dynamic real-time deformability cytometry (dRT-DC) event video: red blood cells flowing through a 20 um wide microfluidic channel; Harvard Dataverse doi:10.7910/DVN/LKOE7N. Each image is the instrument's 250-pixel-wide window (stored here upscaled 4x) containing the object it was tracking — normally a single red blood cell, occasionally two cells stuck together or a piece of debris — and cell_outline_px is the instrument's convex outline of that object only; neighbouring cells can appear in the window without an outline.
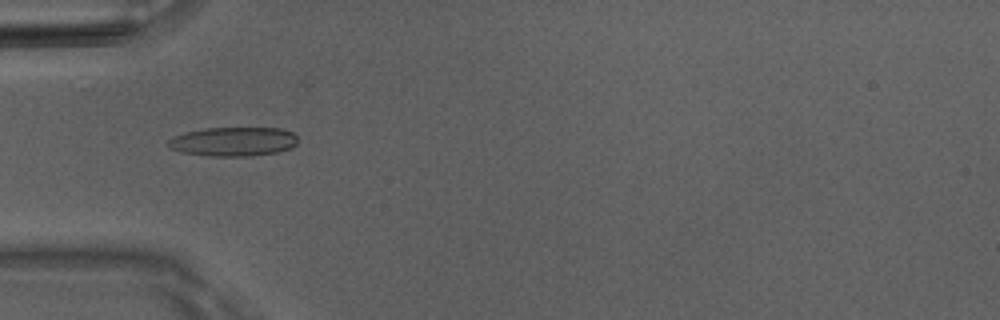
{"species": "Egyptian fruit bat (a non-hibernating species)", "species_latin": "Rousettus aegyptiacus", "temperature_condition": "room temperature", "stored_images_in_passage": 36, "camera_frame_rate_fps": 3000, "um_per_image_px": 0.085, "animal": {"sex": "male"}, "frame": {"image": 1, "passage_image": 2, "time_ms": 0.333, "image_size_px": [1000, 320], "cell_outline_px": [[296, 144], [292, 148], [276, 152], [252, 156], [208, 156], [180, 152], [172, 148], [168, 144], [168, 140], [172, 136], [204, 128], [280, 128], [292, 132], [296, 136]], "centroid_in_image_um": [19.84, 12.04], "position_along_channel_um": 65.2, "area_um2": 21.96}}
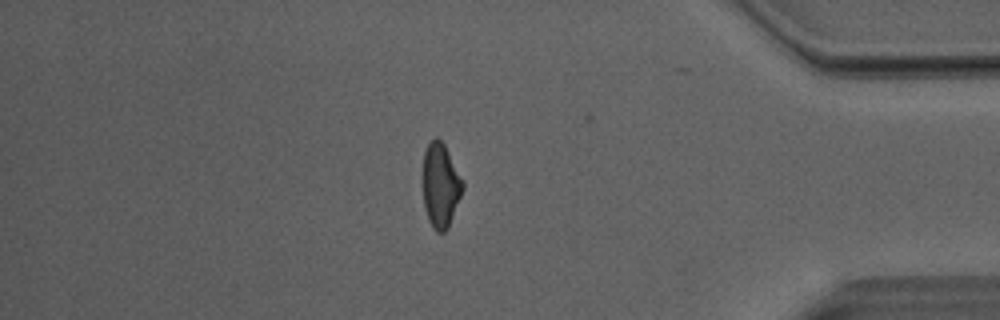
{"frame": {"image": 2, "passage_image": 29, "time_ms": 9.333, "image_size_px": [1000, 320], "cell_outline_px": [[464, 188], [448, 228], [444, 232], [436, 232], [432, 228], [428, 220], [424, 208], [420, 176], [424, 152], [428, 144], [436, 136], [444, 144], [464, 180]], "centroid_in_image_um": [37.41, 15.75], "position_along_channel_um": 397.8, "area_um2": 20.35}}
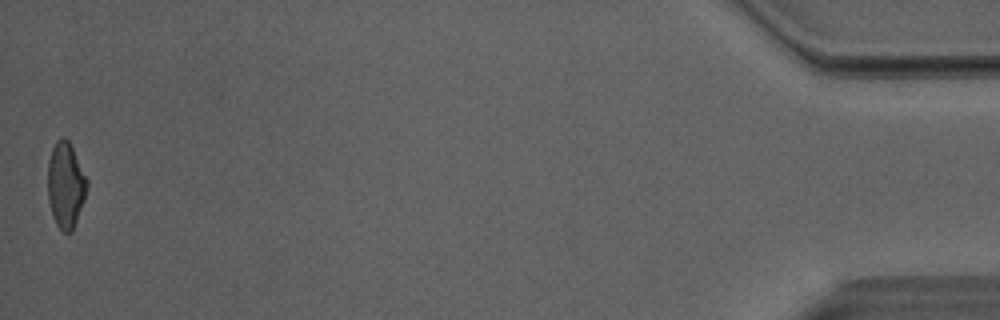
{"frame": {"image": 3, "passage_image": 36, "time_ms": 11.667, "image_size_px": [1000, 320], "cell_outline_px": [[88, 188], [84, 200], [72, 232], [64, 232], [56, 224], [52, 216], [48, 200], [48, 160], [52, 148], [56, 140], [64, 136], [68, 140], [88, 180]], "centroid_in_image_um": [5.58, 15.73], "position_along_channel_um": 429.6, "area_um2": 19.59}, "authors_computed_cell_mechanics": {"area_um2": 20.0566, "velocity_mm_per_s": 4.0791, "shape_relaxation_time_tau1_ms": null, "shape_relaxation_time_tau2_ms": 1.9744, "deformation_change_tau1": null, "deformation_change_tau2": 0.0968}}